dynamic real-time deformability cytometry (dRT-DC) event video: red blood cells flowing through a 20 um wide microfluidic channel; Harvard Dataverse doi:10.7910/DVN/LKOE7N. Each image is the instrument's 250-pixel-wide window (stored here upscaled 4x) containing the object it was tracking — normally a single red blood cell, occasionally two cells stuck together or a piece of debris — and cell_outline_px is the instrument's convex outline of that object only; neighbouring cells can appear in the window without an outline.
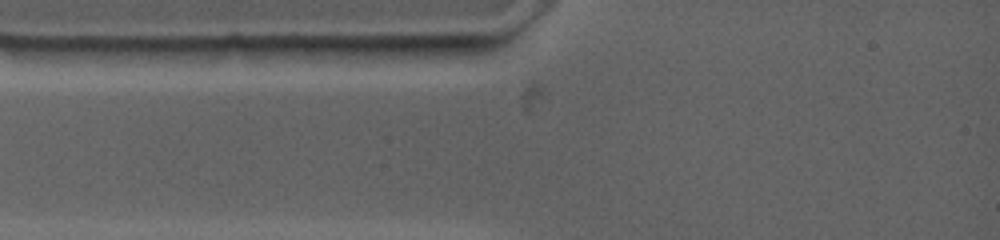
{"species": "common noctule bat (a hibernating species)", "species_latin": "Nyctalus noctula", "temperature_condition": "warm", "stored_images_in_passage": 3, "camera_frame_rate_fps": 4500, "um_per_image_px": 0.085, "animal": {"sex": "female", "body_mass_g": 19.0, "forearm_length_mm": 53.3}, "frame": {"image": 1, "passage_image": 2, "time_ms": 0.222, "image_size_px": [1000, 240], "cell_outline_px": [[404, 48], [372, 64], [364, 64], [268, 48], [388, 44], [400, 44]], "centroid_in_image_um": [29.68, 4.44], "position_along_channel_um": 55.3, "area_um2": 10.46}}